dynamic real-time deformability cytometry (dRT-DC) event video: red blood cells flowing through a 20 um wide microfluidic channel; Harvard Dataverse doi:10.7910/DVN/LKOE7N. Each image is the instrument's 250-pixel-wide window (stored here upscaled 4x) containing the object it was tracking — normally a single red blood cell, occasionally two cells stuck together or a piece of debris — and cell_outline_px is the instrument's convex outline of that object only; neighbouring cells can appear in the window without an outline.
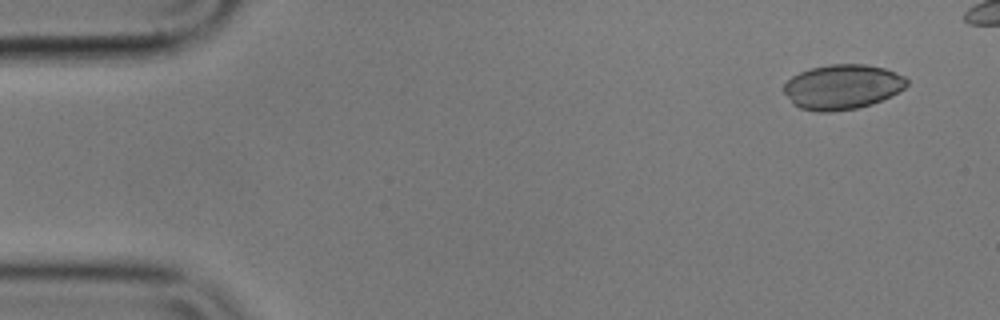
{"species": "common noctule bat (a hibernating species)", "species_latin": "Nyctalus noctula", "temperature_condition": "cold", "stored_images_in_passage": 50, "camera_frame_rate_fps": 3000, "um_per_image_px": 0.085, "animal": {"sex": "male", "body_mass_g": 17.9}, "frame": {"image": 1, "passage_image": 4, "time_ms": 1.0, "image_size_px": [1000, 320], "cell_outline_px": [[908, 84], [904, 88], [872, 104], [856, 108], [832, 112], [816, 112], [800, 108], [792, 104], [784, 92], [784, 84], [792, 76], [800, 72], [812, 68], [832, 64], [864, 64], [884, 68], [904, 76], [908, 80]], "centroid_in_image_um": [71.57, 7.39], "position_along_channel_um": 13.4, "area_um2": 31.96}}
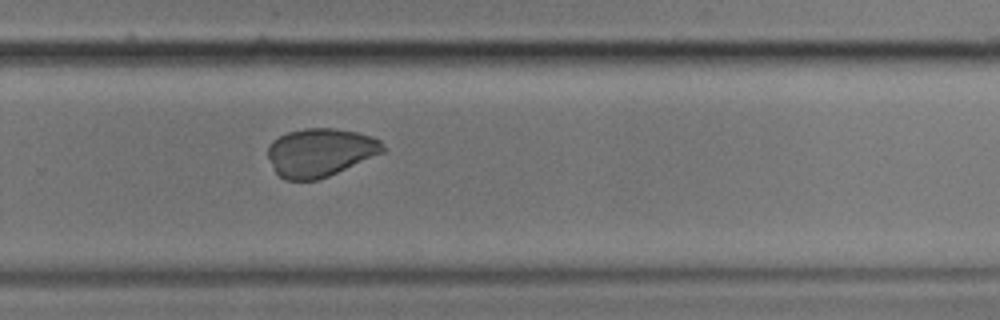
{"frame": {"image": 2, "passage_image": 37, "time_ms": 12.0, "image_size_px": [1000, 320], "cell_outline_px": [[388, 148], [384, 152], [328, 176], [316, 180], [284, 180], [276, 172], [268, 156], [268, 144], [272, 140], [288, 132], [304, 128], [336, 128], [356, 132], [372, 136], [380, 140]], "centroid_in_image_um": [27.23, 12.94], "position_along_channel_um": 302.6, "area_um2": 32.37}}